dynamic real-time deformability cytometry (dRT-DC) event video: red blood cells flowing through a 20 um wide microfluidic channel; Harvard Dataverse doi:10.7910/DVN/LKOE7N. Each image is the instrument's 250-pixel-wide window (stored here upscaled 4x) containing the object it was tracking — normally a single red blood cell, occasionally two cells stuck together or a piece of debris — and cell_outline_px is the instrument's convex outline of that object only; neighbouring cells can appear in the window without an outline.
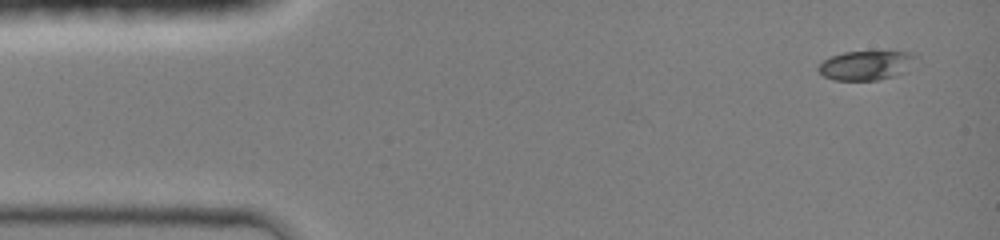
{"species": "common noctule bat (a hibernating species)", "species_latin": "Nyctalus noctula", "temperature_condition": "room temperature", "stored_images_in_passage": 3, "camera_frame_rate_fps": 3000, "um_per_image_px": 0.085, "animal": {"sex": "female", "body_mass_g": 19.0, "forearm_length_mm": 51.5}, "frame": {"image": 1, "passage_image": 1, "time_ms": 0.0, "image_size_px": [1000, 240], "cell_outline_px": [[920, 56], [908, 72], [896, 76], [876, 80], [836, 80], [824, 76], [816, 68], [824, 60], [832, 56], [844, 52], [912, 52]], "centroid_in_image_um": [73.72, 5.56], "position_along_channel_um": 11.3, "area_um2": 16.88}}